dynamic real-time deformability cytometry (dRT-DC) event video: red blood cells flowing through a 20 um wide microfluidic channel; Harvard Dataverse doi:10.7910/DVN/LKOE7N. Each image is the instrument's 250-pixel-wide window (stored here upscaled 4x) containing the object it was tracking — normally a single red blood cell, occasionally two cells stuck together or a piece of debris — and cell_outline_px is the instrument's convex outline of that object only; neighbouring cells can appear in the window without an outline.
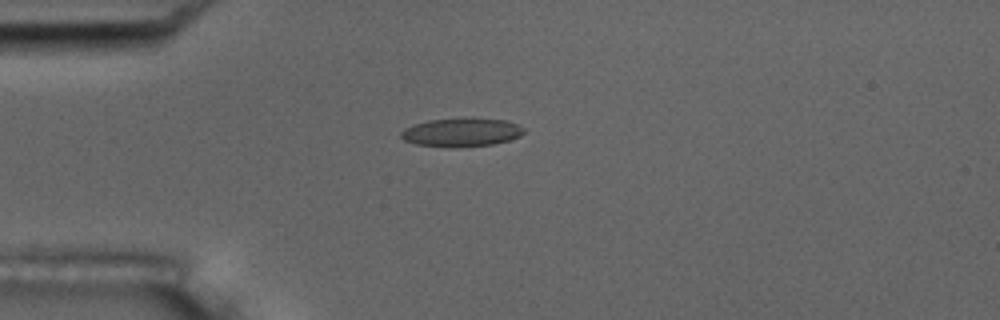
{"species": "common noctule bat (a hibernating species)", "species_latin": "Nyctalus noctula", "temperature_condition": "room temperature", "stored_images_in_passage": 41, "camera_frame_rate_fps": 3000, "um_per_image_px": 0.085, "animal": {"sex": "male", "body_mass_g": 17.5, "forearm_length_mm": 52.3}, "frame": {"image": 1, "passage_image": 1, "time_ms": 0.0, "image_size_px": [1000, 320], "cell_outline_px": [[524, 132], [520, 136], [508, 140], [492, 144], [460, 148], [452, 148], [416, 144], [404, 140], [400, 136], [400, 132], [404, 128], [412, 124], [428, 120], [504, 120], [516, 124], [524, 128]], "centroid_in_image_um": [39.16, 11.29], "position_along_channel_um": 45.8, "area_um2": 19.94}}
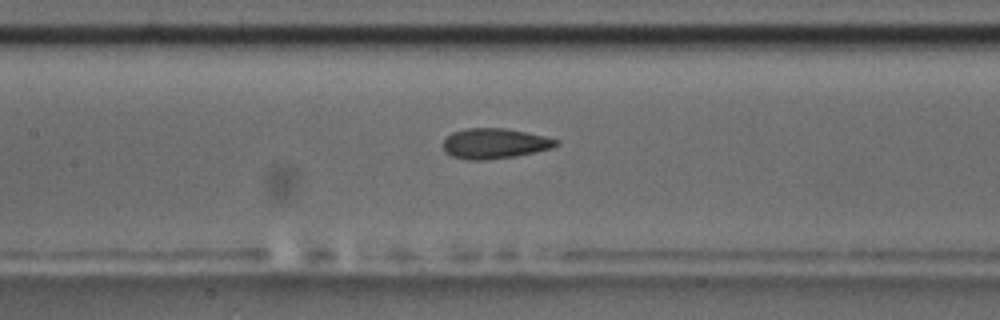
{"frame": {"image": 2, "passage_image": 12, "time_ms": 3.667, "image_size_px": [1000, 320], "cell_outline_px": [[560, 144], [552, 148], [536, 152], [516, 156], [484, 160], [468, 160], [452, 156], [444, 152], [444, 140], [452, 132], [464, 128], [508, 128], [544, 136], [560, 140]], "centroid_in_image_um": [42.06, 12.19], "position_along_channel_um": 165.3, "area_um2": 20.11}, "authors_computed_cell_mechanics": {"area_um2": 19.941, "velocity_mm_per_s": 3.7169, "shape_relaxation_time_tau1_ms": 6.8674, "shape_relaxation_time_tau2_ms": 1.5031, "deformation_change_tau1": 0.1576, "deformation_change_tau2": 0.078}}